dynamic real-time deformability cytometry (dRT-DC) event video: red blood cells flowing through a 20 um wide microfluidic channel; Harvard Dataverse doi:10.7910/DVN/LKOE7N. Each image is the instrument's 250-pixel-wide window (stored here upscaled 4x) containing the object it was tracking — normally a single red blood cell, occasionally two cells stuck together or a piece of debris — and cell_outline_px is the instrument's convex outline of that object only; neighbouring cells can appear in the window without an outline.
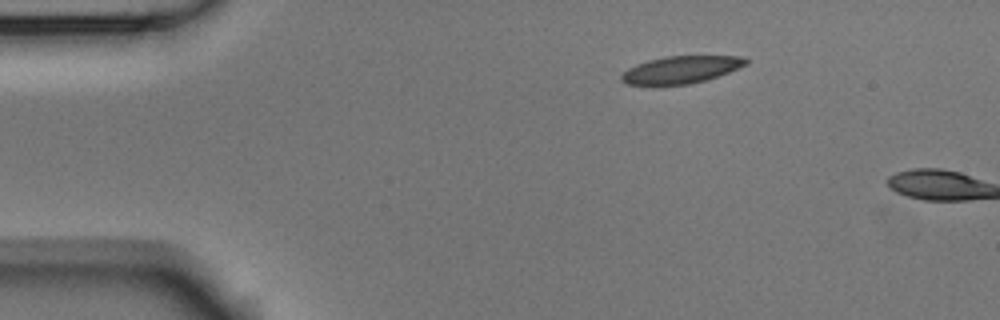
{"species": "Egyptian fruit bat (a non-hibernating species)", "species_latin": "Rousettus aegyptiacus", "temperature_condition": "room temperature", "stored_images_in_passage": 2, "camera_frame_rate_fps": 3000, "um_per_image_px": 0.085, "animal": {"sex": "male"}, "frame": {"image": 1, "passage_image": 1, "time_ms": 0.0, "image_size_px": [1000, 320], "cell_outline_px": [[748, 64], [708, 80], [688, 84], [628, 84], [620, 80], [620, 76], [628, 68], [636, 64], [648, 60], [664, 56], [744, 56], [748, 60]], "centroid_in_image_um": [57.91, 5.91], "position_along_channel_um": 27.1, "area_um2": 19.71}}